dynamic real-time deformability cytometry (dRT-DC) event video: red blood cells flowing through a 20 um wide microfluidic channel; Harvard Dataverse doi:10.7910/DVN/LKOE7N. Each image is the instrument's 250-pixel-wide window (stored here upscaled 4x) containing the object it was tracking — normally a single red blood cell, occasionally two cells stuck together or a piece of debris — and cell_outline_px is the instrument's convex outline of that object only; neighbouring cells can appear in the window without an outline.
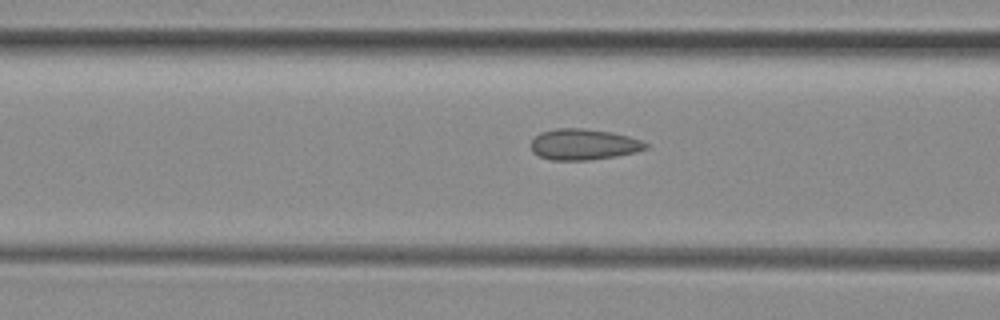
{"species": "common noctule bat (a hibernating species)", "species_latin": "Nyctalus noctula", "temperature_condition": "room temperature", "stored_images_in_passage": 31, "camera_frame_rate_fps": 3000, "um_per_image_px": 0.085, "animal": {"sex": "female", "body_mass_g": 29.2, "forearm_length_mm": 56.3}, "frame": {"image": 1, "passage_image": 10, "time_ms": 3.0, "image_size_px": [1000, 320], "cell_outline_px": [[648, 148], [636, 152], [616, 156], [588, 160], [552, 160], [540, 156], [532, 152], [532, 140], [540, 132], [556, 128], [584, 128], [612, 132], [628, 136], [640, 140], [648, 144]], "centroid_in_image_um": [49.61, 12.27], "position_along_channel_um": 117.0, "area_um2": 20.69}}
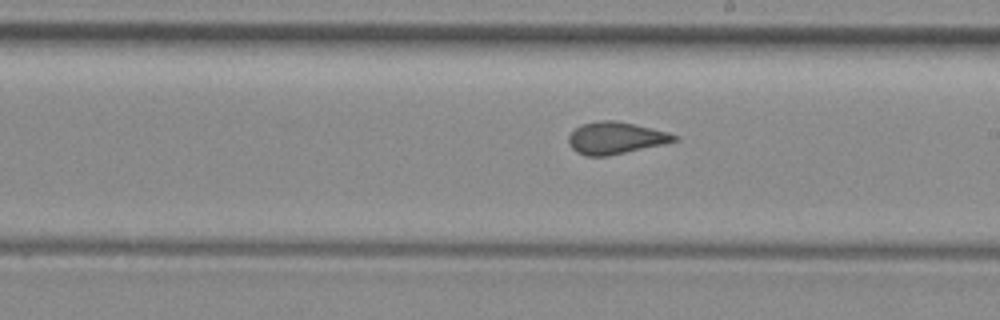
{"frame": {"image": 2, "passage_image": 19, "time_ms": 6.0, "image_size_px": [1000, 320], "cell_outline_px": [[680, 136], [676, 140], [664, 144], [608, 156], [584, 156], [576, 152], [568, 144], [568, 136], [580, 124], [600, 120], [616, 120], [668, 132]], "centroid_in_image_um": [52.3, 11.73], "position_along_channel_um": 236.7, "area_um2": 19.77}}
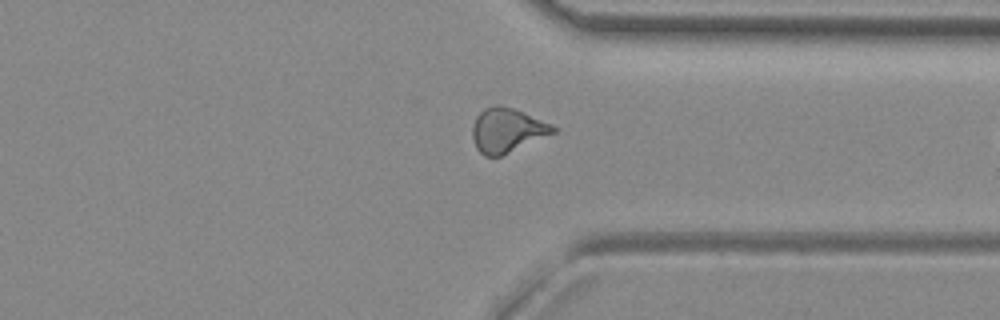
{"frame": {"image": 3, "passage_image": 29, "time_ms": 9.333, "image_size_px": [1000, 320], "cell_outline_px": [[556, 132], [500, 156], [484, 156], [476, 148], [472, 136], [472, 128], [476, 116], [484, 108], [496, 104], [500, 104], [512, 108], [552, 124], [556, 128]], "centroid_in_image_um": [43.07, 11.06], "position_along_channel_um": 368.3, "area_um2": 20.63}}